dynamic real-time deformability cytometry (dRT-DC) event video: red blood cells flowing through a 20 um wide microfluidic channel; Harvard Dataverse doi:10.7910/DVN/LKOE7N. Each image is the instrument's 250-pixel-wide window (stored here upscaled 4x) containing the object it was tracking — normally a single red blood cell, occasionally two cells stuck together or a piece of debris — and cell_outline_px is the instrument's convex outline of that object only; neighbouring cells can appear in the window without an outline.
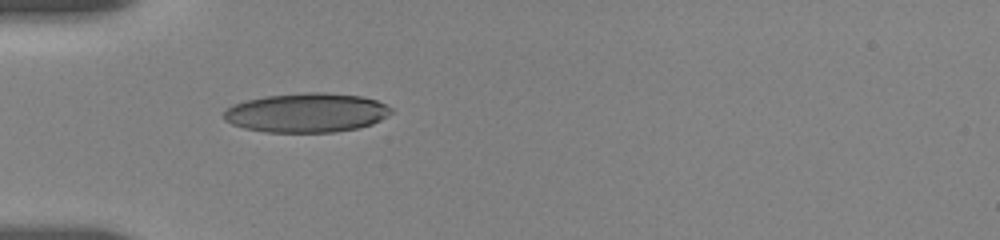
{"species": "human", "species_latin": "Homo sapiens", "temperature_condition": "room temperature", "stored_images_in_passage": 33, "camera_frame_rate_fps": 3000, "um_per_image_px": 0.085, "donor": {"sex": "female"}, "frame": {"image": 1, "passage_image": 1, "time_ms": 0.0, "image_size_px": [1000, 240], "cell_outline_px": [[392, 112], [380, 120], [372, 124], [360, 128], [336, 132], [264, 132], [244, 128], [232, 124], [224, 120], [224, 112], [232, 104], [264, 96], [308, 92], [324, 92], [360, 96], [376, 100], [392, 108]], "centroid_in_image_um": [26.06, 9.58], "position_along_channel_um": 58.9, "area_um2": 38.32}}
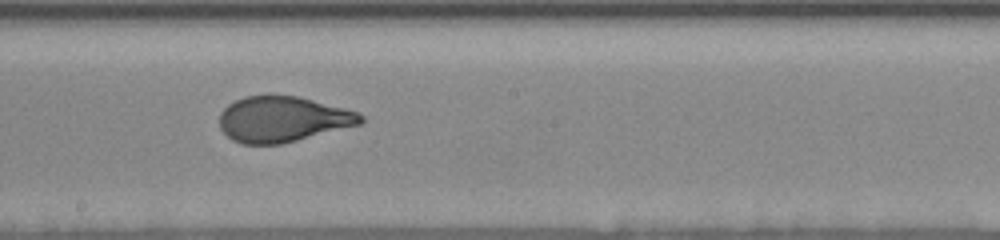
{"frame": {"image": 2, "passage_image": 19, "time_ms": 4.667, "image_size_px": [1000, 240], "cell_outline_px": [[364, 120], [360, 124], [280, 144], [240, 144], [232, 140], [220, 128], [220, 112], [228, 104], [244, 96], [268, 92], [296, 96], [360, 112], [364, 116]], "centroid_in_image_um": [23.99, 10.09], "position_along_channel_um": 224.2, "area_um2": 37.92}}
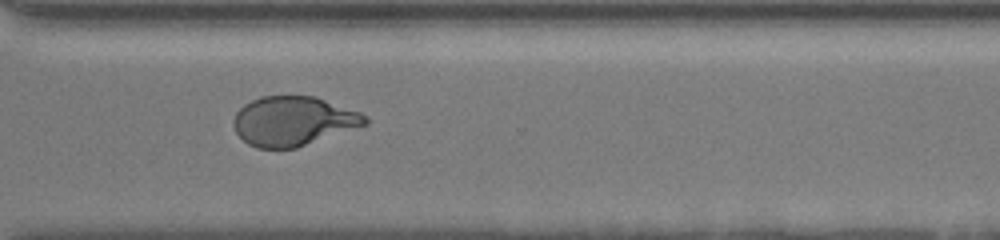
{"frame": {"image": 3, "passage_image": 32, "time_ms": 8.0, "image_size_px": [1000, 240], "cell_outline_px": [[368, 124], [296, 148], [256, 148], [248, 144], [236, 132], [232, 124], [232, 120], [236, 112], [244, 104], [260, 96], [316, 96], [360, 112], [368, 120]], "centroid_in_image_um": [24.9, 10.29], "position_along_channel_um": 345.7, "area_um2": 37.86}}